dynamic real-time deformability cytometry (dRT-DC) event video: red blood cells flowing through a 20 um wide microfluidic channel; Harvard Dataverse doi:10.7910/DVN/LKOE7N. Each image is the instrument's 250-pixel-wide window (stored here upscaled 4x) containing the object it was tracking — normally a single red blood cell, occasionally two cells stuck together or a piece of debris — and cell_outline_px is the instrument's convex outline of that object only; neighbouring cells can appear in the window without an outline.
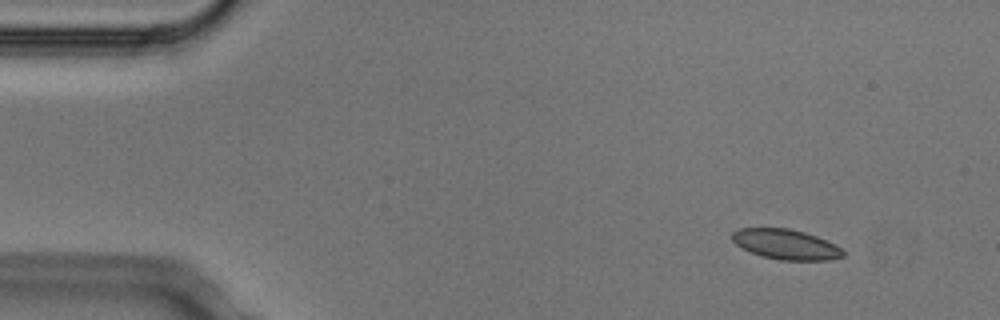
{"species": "Egyptian fruit bat (a non-hibernating species)", "species_latin": "Rousettus aegyptiacus", "temperature_condition": "cold", "stored_images_in_passage": 7, "camera_frame_rate_fps": 3000, "um_per_image_px": 0.085, "animal": {"sex": "male"}, "frame": {"image": 1, "passage_image": 1, "time_ms": 0.0, "image_size_px": [1000, 320], "cell_outline_px": [[844, 256], [828, 260], [780, 260], [760, 256], [740, 248], [732, 240], [732, 232], [740, 228], [788, 228], [804, 232], [816, 236], [836, 244], [844, 252]], "centroid_in_image_um": [66.77, 20.77], "position_along_channel_um": 18.2, "area_um2": 19.54}}
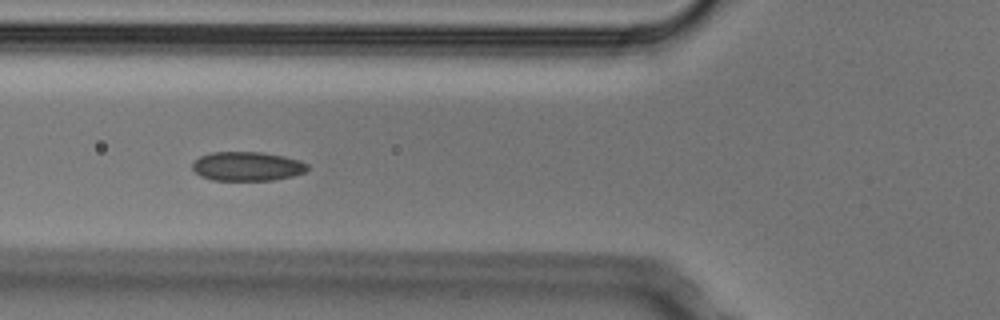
{"frame": {"image": 2, "passage_image": 5, "time_ms": 1.333, "image_size_px": [1000, 320], "cell_outline_px": [[308, 168], [304, 172], [292, 176], [272, 180], [212, 180], [200, 176], [192, 168], [192, 164], [200, 156], [212, 152], [260, 152], [284, 156], [300, 160], [308, 164]], "centroid_in_image_um": [21.01, 14.13], "position_along_channel_um": 104.8, "area_um2": 19.48}}
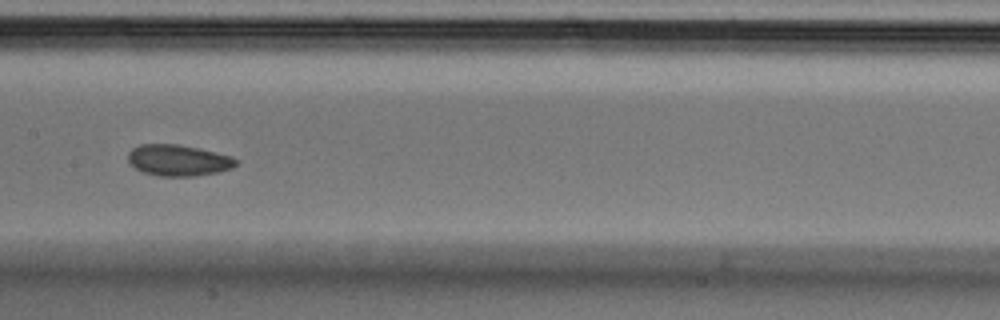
{"frame": {"image": 3, "passage_image": 7, "time_ms": 2.0, "image_size_px": [1000, 320], "cell_outline_px": [[240, 160], [232, 168], [216, 172], [196, 176], [160, 176], [144, 172], [128, 164], [128, 152], [132, 148], [140, 144], [176, 144], [216, 152], [232, 156]], "centroid_in_image_um": [15.15, 13.62], "position_along_channel_um": 192.3, "area_um2": 19.65}}